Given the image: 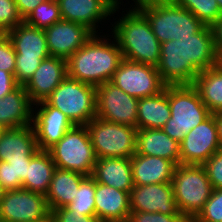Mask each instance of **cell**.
<instances>
[{
	"label": "cell",
	"mask_w": 222,
	"mask_h": 222,
	"mask_svg": "<svg viewBox=\"0 0 222 222\" xmlns=\"http://www.w3.org/2000/svg\"><path fill=\"white\" fill-rule=\"evenodd\" d=\"M126 1L121 0L116 5L109 32L116 39L123 59L157 66L161 44L146 16L130 0Z\"/></svg>",
	"instance_id": "cell-1"
},
{
	"label": "cell",
	"mask_w": 222,
	"mask_h": 222,
	"mask_svg": "<svg viewBox=\"0 0 222 222\" xmlns=\"http://www.w3.org/2000/svg\"><path fill=\"white\" fill-rule=\"evenodd\" d=\"M122 60V52L110 32L93 34L67 59V76L98 87L111 80Z\"/></svg>",
	"instance_id": "cell-2"
},
{
	"label": "cell",
	"mask_w": 222,
	"mask_h": 222,
	"mask_svg": "<svg viewBox=\"0 0 222 222\" xmlns=\"http://www.w3.org/2000/svg\"><path fill=\"white\" fill-rule=\"evenodd\" d=\"M146 16L160 44L198 33L205 25L172 0H131Z\"/></svg>",
	"instance_id": "cell-3"
},
{
	"label": "cell",
	"mask_w": 222,
	"mask_h": 222,
	"mask_svg": "<svg viewBox=\"0 0 222 222\" xmlns=\"http://www.w3.org/2000/svg\"><path fill=\"white\" fill-rule=\"evenodd\" d=\"M169 105L171 117L161 129L179 143L212 114L193 85L169 86Z\"/></svg>",
	"instance_id": "cell-4"
},
{
	"label": "cell",
	"mask_w": 222,
	"mask_h": 222,
	"mask_svg": "<svg viewBox=\"0 0 222 222\" xmlns=\"http://www.w3.org/2000/svg\"><path fill=\"white\" fill-rule=\"evenodd\" d=\"M171 184L178 210L191 222L213 192L205 168L203 165L179 164Z\"/></svg>",
	"instance_id": "cell-5"
},
{
	"label": "cell",
	"mask_w": 222,
	"mask_h": 222,
	"mask_svg": "<svg viewBox=\"0 0 222 222\" xmlns=\"http://www.w3.org/2000/svg\"><path fill=\"white\" fill-rule=\"evenodd\" d=\"M16 52L14 78L25 86L43 59L50 56L44 29L22 22L6 33Z\"/></svg>",
	"instance_id": "cell-6"
},
{
	"label": "cell",
	"mask_w": 222,
	"mask_h": 222,
	"mask_svg": "<svg viewBox=\"0 0 222 222\" xmlns=\"http://www.w3.org/2000/svg\"><path fill=\"white\" fill-rule=\"evenodd\" d=\"M73 125H87L96 117V87L66 76L45 99Z\"/></svg>",
	"instance_id": "cell-7"
},
{
	"label": "cell",
	"mask_w": 222,
	"mask_h": 222,
	"mask_svg": "<svg viewBox=\"0 0 222 222\" xmlns=\"http://www.w3.org/2000/svg\"><path fill=\"white\" fill-rule=\"evenodd\" d=\"M47 151L56 168L92 175L97 157L86 125H74Z\"/></svg>",
	"instance_id": "cell-8"
},
{
	"label": "cell",
	"mask_w": 222,
	"mask_h": 222,
	"mask_svg": "<svg viewBox=\"0 0 222 222\" xmlns=\"http://www.w3.org/2000/svg\"><path fill=\"white\" fill-rule=\"evenodd\" d=\"M86 127L97 158H131L136 153L137 128L99 117Z\"/></svg>",
	"instance_id": "cell-9"
},
{
	"label": "cell",
	"mask_w": 222,
	"mask_h": 222,
	"mask_svg": "<svg viewBox=\"0 0 222 222\" xmlns=\"http://www.w3.org/2000/svg\"><path fill=\"white\" fill-rule=\"evenodd\" d=\"M50 214L46 195L23 188L6 190L0 200V222H45Z\"/></svg>",
	"instance_id": "cell-10"
},
{
	"label": "cell",
	"mask_w": 222,
	"mask_h": 222,
	"mask_svg": "<svg viewBox=\"0 0 222 222\" xmlns=\"http://www.w3.org/2000/svg\"><path fill=\"white\" fill-rule=\"evenodd\" d=\"M110 82L137 99L160 94L166 87L156 66L125 59L120 62Z\"/></svg>",
	"instance_id": "cell-11"
},
{
	"label": "cell",
	"mask_w": 222,
	"mask_h": 222,
	"mask_svg": "<svg viewBox=\"0 0 222 222\" xmlns=\"http://www.w3.org/2000/svg\"><path fill=\"white\" fill-rule=\"evenodd\" d=\"M138 100L108 81L96 87V117L137 128Z\"/></svg>",
	"instance_id": "cell-12"
},
{
	"label": "cell",
	"mask_w": 222,
	"mask_h": 222,
	"mask_svg": "<svg viewBox=\"0 0 222 222\" xmlns=\"http://www.w3.org/2000/svg\"><path fill=\"white\" fill-rule=\"evenodd\" d=\"M63 20L86 26L94 34L108 32L116 5L121 0H56ZM107 20V21H106ZM109 20V21H108ZM110 23L109 26H105ZM107 23V24H106ZM105 24V25H104ZM103 27V28H102ZM105 27V28H104ZM100 28H102L100 30ZM109 28V29H108ZM104 31V32H103Z\"/></svg>",
	"instance_id": "cell-13"
},
{
	"label": "cell",
	"mask_w": 222,
	"mask_h": 222,
	"mask_svg": "<svg viewBox=\"0 0 222 222\" xmlns=\"http://www.w3.org/2000/svg\"><path fill=\"white\" fill-rule=\"evenodd\" d=\"M221 148L214 114L193 128L180 143V164L203 165Z\"/></svg>",
	"instance_id": "cell-14"
},
{
	"label": "cell",
	"mask_w": 222,
	"mask_h": 222,
	"mask_svg": "<svg viewBox=\"0 0 222 222\" xmlns=\"http://www.w3.org/2000/svg\"><path fill=\"white\" fill-rule=\"evenodd\" d=\"M156 68L166 86L193 85L199 74L186 61L185 39L162 43Z\"/></svg>",
	"instance_id": "cell-15"
},
{
	"label": "cell",
	"mask_w": 222,
	"mask_h": 222,
	"mask_svg": "<svg viewBox=\"0 0 222 222\" xmlns=\"http://www.w3.org/2000/svg\"><path fill=\"white\" fill-rule=\"evenodd\" d=\"M32 126L39 150H48L74 125L59 109L45 100L33 104Z\"/></svg>",
	"instance_id": "cell-16"
},
{
	"label": "cell",
	"mask_w": 222,
	"mask_h": 222,
	"mask_svg": "<svg viewBox=\"0 0 222 222\" xmlns=\"http://www.w3.org/2000/svg\"><path fill=\"white\" fill-rule=\"evenodd\" d=\"M50 56L67 60L80 49L92 36L86 26L67 20H59L44 29Z\"/></svg>",
	"instance_id": "cell-17"
},
{
	"label": "cell",
	"mask_w": 222,
	"mask_h": 222,
	"mask_svg": "<svg viewBox=\"0 0 222 222\" xmlns=\"http://www.w3.org/2000/svg\"><path fill=\"white\" fill-rule=\"evenodd\" d=\"M130 210L182 215L178 210L171 183L134 185L130 192Z\"/></svg>",
	"instance_id": "cell-18"
},
{
	"label": "cell",
	"mask_w": 222,
	"mask_h": 222,
	"mask_svg": "<svg viewBox=\"0 0 222 222\" xmlns=\"http://www.w3.org/2000/svg\"><path fill=\"white\" fill-rule=\"evenodd\" d=\"M67 76V60L49 56L43 59L32 78L24 86L30 101L45 100Z\"/></svg>",
	"instance_id": "cell-19"
},
{
	"label": "cell",
	"mask_w": 222,
	"mask_h": 222,
	"mask_svg": "<svg viewBox=\"0 0 222 222\" xmlns=\"http://www.w3.org/2000/svg\"><path fill=\"white\" fill-rule=\"evenodd\" d=\"M95 214L102 222H128L130 193L96 182Z\"/></svg>",
	"instance_id": "cell-20"
},
{
	"label": "cell",
	"mask_w": 222,
	"mask_h": 222,
	"mask_svg": "<svg viewBox=\"0 0 222 222\" xmlns=\"http://www.w3.org/2000/svg\"><path fill=\"white\" fill-rule=\"evenodd\" d=\"M38 151L32 124L6 128L0 135V161L30 160Z\"/></svg>",
	"instance_id": "cell-21"
},
{
	"label": "cell",
	"mask_w": 222,
	"mask_h": 222,
	"mask_svg": "<svg viewBox=\"0 0 222 222\" xmlns=\"http://www.w3.org/2000/svg\"><path fill=\"white\" fill-rule=\"evenodd\" d=\"M134 185L171 183L176 164L170 160L134 154L131 157Z\"/></svg>",
	"instance_id": "cell-22"
},
{
	"label": "cell",
	"mask_w": 222,
	"mask_h": 222,
	"mask_svg": "<svg viewBox=\"0 0 222 222\" xmlns=\"http://www.w3.org/2000/svg\"><path fill=\"white\" fill-rule=\"evenodd\" d=\"M33 103L24 86L18 85L0 99V126L18 128L32 124Z\"/></svg>",
	"instance_id": "cell-23"
},
{
	"label": "cell",
	"mask_w": 222,
	"mask_h": 222,
	"mask_svg": "<svg viewBox=\"0 0 222 222\" xmlns=\"http://www.w3.org/2000/svg\"><path fill=\"white\" fill-rule=\"evenodd\" d=\"M136 154L161 157L180 164V143L162 129L137 130Z\"/></svg>",
	"instance_id": "cell-24"
},
{
	"label": "cell",
	"mask_w": 222,
	"mask_h": 222,
	"mask_svg": "<svg viewBox=\"0 0 222 222\" xmlns=\"http://www.w3.org/2000/svg\"><path fill=\"white\" fill-rule=\"evenodd\" d=\"M91 176L98 183L129 193L134 187L131 158H97Z\"/></svg>",
	"instance_id": "cell-25"
},
{
	"label": "cell",
	"mask_w": 222,
	"mask_h": 222,
	"mask_svg": "<svg viewBox=\"0 0 222 222\" xmlns=\"http://www.w3.org/2000/svg\"><path fill=\"white\" fill-rule=\"evenodd\" d=\"M185 39L186 61L198 72L216 67L217 52L214 34L210 26H204L198 33Z\"/></svg>",
	"instance_id": "cell-26"
},
{
	"label": "cell",
	"mask_w": 222,
	"mask_h": 222,
	"mask_svg": "<svg viewBox=\"0 0 222 222\" xmlns=\"http://www.w3.org/2000/svg\"><path fill=\"white\" fill-rule=\"evenodd\" d=\"M169 86L160 94L138 100L137 130L161 129L171 117Z\"/></svg>",
	"instance_id": "cell-27"
},
{
	"label": "cell",
	"mask_w": 222,
	"mask_h": 222,
	"mask_svg": "<svg viewBox=\"0 0 222 222\" xmlns=\"http://www.w3.org/2000/svg\"><path fill=\"white\" fill-rule=\"evenodd\" d=\"M85 177L86 175L79 172L56 168L46 194L50 211L71 203Z\"/></svg>",
	"instance_id": "cell-28"
},
{
	"label": "cell",
	"mask_w": 222,
	"mask_h": 222,
	"mask_svg": "<svg viewBox=\"0 0 222 222\" xmlns=\"http://www.w3.org/2000/svg\"><path fill=\"white\" fill-rule=\"evenodd\" d=\"M56 169L51 155L46 150H39L31 159L26 179L22 188L43 195L48 193L53 173Z\"/></svg>",
	"instance_id": "cell-29"
},
{
	"label": "cell",
	"mask_w": 222,
	"mask_h": 222,
	"mask_svg": "<svg viewBox=\"0 0 222 222\" xmlns=\"http://www.w3.org/2000/svg\"><path fill=\"white\" fill-rule=\"evenodd\" d=\"M193 86L212 114L222 111V72L217 67L200 72Z\"/></svg>",
	"instance_id": "cell-30"
},
{
	"label": "cell",
	"mask_w": 222,
	"mask_h": 222,
	"mask_svg": "<svg viewBox=\"0 0 222 222\" xmlns=\"http://www.w3.org/2000/svg\"><path fill=\"white\" fill-rule=\"evenodd\" d=\"M189 10L205 26L212 27L222 16L216 0H172Z\"/></svg>",
	"instance_id": "cell-31"
},
{
	"label": "cell",
	"mask_w": 222,
	"mask_h": 222,
	"mask_svg": "<svg viewBox=\"0 0 222 222\" xmlns=\"http://www.w3.org/2000/svg\"><path fill=\"white\" fill-rule=\"evenodd\" d=\"M95 192L96 181L92 176H86L81 181L73 201L66 207L69 210H75L85 216H96L94 200Z\"/></svg>",
	"instance_id": "cell-32"
},
{
	"label": "cell",
	"mask_w": 222,
	"mask_h": 222,
	"mask_svg": "<svg viewBox=\"0 0 222 222\" xmlns=\"http://www.w3.org/2000/svg\"><path fill=\"white\" fill-rule=\"evenodd\" d=\"M30 160L0 161V184L5 190L22 188Z\"/></svg>",
	"instance_id": "cell-33"
},
{
	"label": "cell",
	"mask_w": 222,
	"mask_h": 222,
	"mask_svg": "<svg viewBox=\"0 0 222 222\" xmlns=\"http://www.w3.org/2000/svg\"><path fill=\"white\" fill-rule=\"evenodd\" d=\"M58 2L47 0L39 4L24 20L29 25L45 29L61 20Z\"/></svg>",
	"instance_id": "cell-34"
},
{
	"label": "cell",
	"mask_w": 222,
	"mask_h": 222,
	"mask_svg": "<svg viewBox=\"0 0 222 222\" xmlns=\"http://www.w3.org/2000/svg\"><path fill=\"white\" fill-rule=\"evenodd\" d=\"M191 222H222V189H213L203 209Z\"/></svg>",
	"instance_id": "cell-35"
},
{
	"label": "cell",
	"mask_w": 222,
	"mask_h": 222,
	"mask_svg": "<svg viewBox=\"0 0 222 222\" xmlns=\"http://www.w3.org/2000/svg\"><path fill=\"white\" fill-rule=\"evenodd\" d=\"M23 21L15 0H0V34H6Z\"/></svg>",
	"instance_id": "cell-36"
},
{
	"label": "cell",
	"mask_w": 222,
	"mask_h": 222,
	"mask_svg": "<svg viewBox=\"0 0 222 222\" xmlns=\"http://www.w3.org/2000/svg\"><path fill=\"white\" fill-rule=\"evenodd\" d=\"M203 167L213 189H222V148L216 151Z\"/></svg>",
	"instance_id": "cell-37"
},
{
	"label": "cell",
	"mask_w": 222,
	"mask_h": 222,
	"mask_svg": "<svg viewBox=\"0 0 222 222\" xmlns=\"http://www.w3.org/2000/svg\"><path fill=\"white\" fill-rule=\"evenodd\" d=\"M16 52L6 34H0V69L14 75Z\"/></svg>",
	"instance_id": "cell-38"
},
{
	"label": "cell",
	"mask_w": 222,
	"mask_h": 222,
	"mask_svg": "<svg viewBox=\"0 0 222 222\" xmlns=\"http://www.w3.org/2000/svg\"><path fill=\"white\" fill-rule=\"evenodd\" d=\"M51 222H102L96 216H85L66 206L51 210Z\"/></svg>",
	"instance_id": "cell-39"
},
{
	"label": "cell",
	"mask_w": 222,
	"mask_h": 222,
	"mask_svg": "<svg viewBox=\"0 0 222 222\" xmlns=\"http://www.w3.org/2000/svg\"><path fill=\"white\" fill-rule=\"evenodd\" d=\"M128 222H190L184 215L131 211Z\"/></svg>",
	"instance_id": "cell-40"
},
{
	"label": "cell",
	"mask_w": 222,
	"mask_h": 222,
	"mask_svg": "<svg viewBox=\"0 0 222 222\" xmlns=\"http://www.w3.org/2000/svg\"><path fill=\"white\" fill-rule=\"evenodd\" d=\"M17 86L14 75L0 69V99L13 91Z\"/></svg>",
	"instance_id": "cell-41"
},
{
	"label": "cell",
	"mask_w": 222,
	"mask_h": 222,
	"mask_svg": "<svg viewBox=\"0 0 222 222\" xmlns=\"http://www.w3.org/2000/svg\"><path fill=\"white\" fill-rule=\"evenodd\" d=\"M47 0H15L16 7L23 20L42 2Z\"/></svg>",
	"instance_id": "cell-42"
},
{
	"label": "cell",
	"mask_w": 222,
	"mask_h": 222,
	"mask_svg": "<svg viewBox=\"0 0 222 222\" xmlns=\"http://www.w3.org/2000/svg\"><path fill=\"white\" fill-rule=\"evenodd\" d=\"M214 34V45L217 53L222 52V17L211 27Z\"/></svg>",
	"instance_id": "cell-43"
},
{
	"label": "cell",
	"mask_w": 222,
	"mask_h": 222,
	"mask_svg": "<svg viewBox=\"0 0 222 222\" xmlns=\"http://www.w3.org/2000/svg\"><path fill=\"white\" fill-rule=\"evenodd\" d=\"M218 128V139L222 148V111L213 113Z\"/></svg>",
	"instance_id": "cell-44"
},
{
	"label": "cell",
	"mask_w": 222,
	"mask_h": 222,
	"mask_svg": "<svg viewBox=\"0 0 222 222\" xmlns=\"http://www.w3.org/2000/svg\"><path fill=\"white\" fill-rule=\"evenodd\" d=\"M216 67L222 72V52L217 53Z\"/></svg>",
	"instance_id": "cell-45"
},
{
	"label": "cell",
	"mask_w": 222,
	"mask_h": 222,
	"mask_svg": "<svg viewBox=\"0 0 222 222\" xmlns=\"http://www.w3.org/2000/svg\"><path fill=\"white\" fill-rule=\"evenodd\" d=\"M5 189L2 187V185L0 184V200L2 199V197L4 196L5 193Z\"/></svg>",
	"instance_id": "cell-46"
},
{
	"label": "cell",
	"mask_w": 222,
	"mask_h": 222,
	"mask_svg": "<svg viewBox=\"0 0 222 222\" xmlns=\"http://www.w3.org/2000/svg\"><path fill=\"white\" fill-rule=\"evenodd\" d=\"M217 3H218V6H219V9H220V12H221V16H222V0H216Z\"/></svg>",
	"instance_id": "cell-47"
},
{
	"label": "cell",
	"mask_w": 222,
	"mask_h": 222,
	"mask_svg": "<svg viewBox=\"0 0 222 222\" xmlns=\"http://www.w3.org/2000/svg\"><path fill=\"white\" fill-rule=\"evenodd\" d=\"M3 130H4V128L2 126H0V135H1Z\"/></svg>",
	"instance_id": "cell-48"
}]
</instances>
